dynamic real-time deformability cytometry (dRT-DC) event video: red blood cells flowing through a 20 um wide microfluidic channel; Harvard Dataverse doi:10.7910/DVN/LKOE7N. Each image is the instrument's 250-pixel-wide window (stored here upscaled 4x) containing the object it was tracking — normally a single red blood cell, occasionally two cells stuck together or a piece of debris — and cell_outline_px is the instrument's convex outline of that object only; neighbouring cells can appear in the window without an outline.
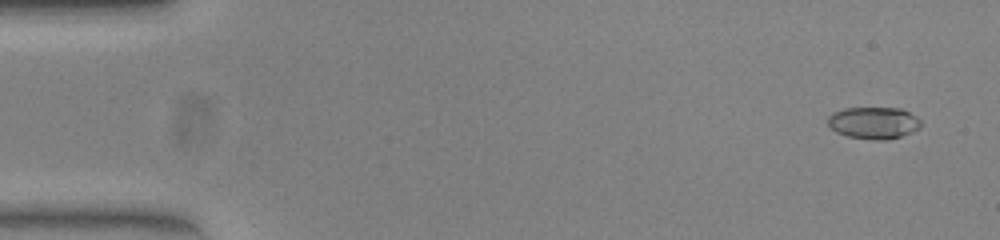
{"species": "common noctule bat (a hibernating species)", "species_latin": "Nyctalus noctula", "temperature_condition": "warm", "stored_images_in_passage": 51, "camera_frame_rate_fps": 3000, "um_per_image_px": 0.085, "animal": {"sex": "female", "body_mass_g": 23.0, "forearm_length_mm": 53.4}, "frame": {"image": 1, "passage_image": 3, "time_ms": 0.667, "image_size_px": [1000, 240], "cell_outline_px": [[920, 128], [912, 132], [888, 140], [876, 140], [848, 136], [836, 132], [828, 124], [828, 116], [832, 112], [844, 108], [900, 108], [916, 116], [920, 120]], "centroid_in_image_um": [74.25, 10.44], "position_along_channel_um": 10.7, "area_um2": 17.28}}
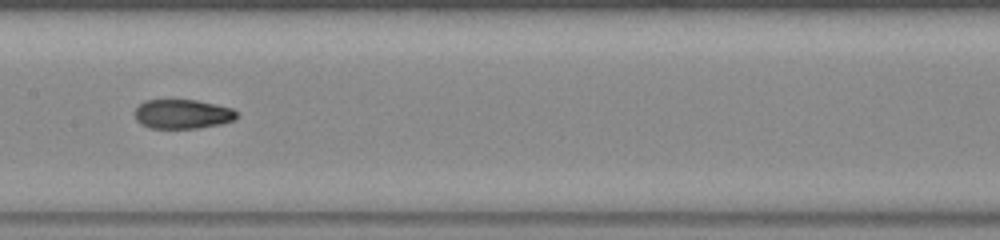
{"frame": {"image": 2, "passage_image": 27, "time_ms": 8.667, "image_size_px": [1000, 240], "cell_outline_px": [[236, 120], [220, 124], [196, 128], [152, 128], [136, 120], [136, 108], [144, 100], [196, 100], [216, 104], [232, 108], [236, 112]], "centroid_in_image_um": [15.54, 9.69], "position_along_channel_um": 191.9, "area_um2": 17.22}}
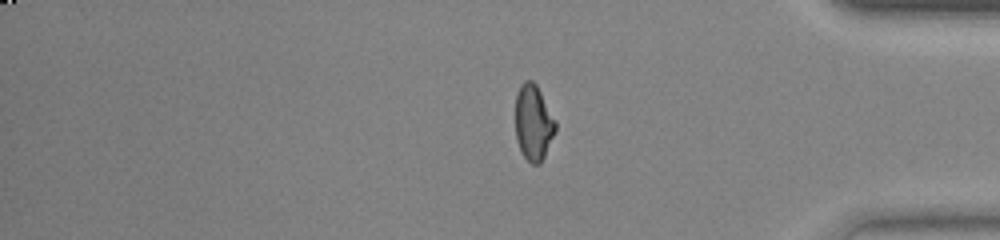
{"frame": {"image": 3, "passage_image": 44, "time_ms": 14.333, "image_size_px": [1000, 240], "cell_outline_px": [[556, 132], [540, 164], [532, 164], [520, 152], [516, 140], [516, 92], [520, 84], [524, 80], [532, 80], [536, 84], [556, 120]], "centroid_in_image_um": [45.34, 10.41], "position_along_channel_um": 389.9, "area_um2": 17.86}, "authors_computed_cell_mechanics": {"area_um2": 17.8602, "velocity_mm_per_s": 3.8969, "shape_relaxation_time_tau1_ms": 10.2338, "shape_relaxation_time_tau2_ms": 1.6464, "deformation_change_tau1": 0.3041, "deformation_change_tau2": 0.0632}}